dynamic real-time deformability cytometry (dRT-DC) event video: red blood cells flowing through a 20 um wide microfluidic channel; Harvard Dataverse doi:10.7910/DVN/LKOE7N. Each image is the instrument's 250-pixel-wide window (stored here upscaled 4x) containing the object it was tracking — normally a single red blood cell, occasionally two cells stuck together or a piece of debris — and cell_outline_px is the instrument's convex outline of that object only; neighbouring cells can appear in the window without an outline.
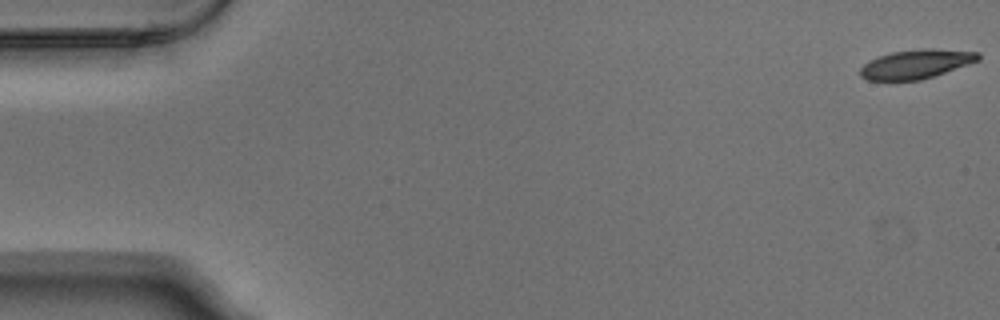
{"species": "Egyptian fruit bat (a non-hibernating species)", "species_latin": "Rousettus aegyptiacus", "temperature_condition": "warm", "stored_images_in_passage": 7, "camera_frame_rate_fps": 3000, "um_per_image_px": 0.085, "animal": {"sex": "male"}, "frame": {"image": 1, "passage_image": 1, "time_ms": 0.0, "image_size_px": [1000, 320], "cell_outline_px": [[980, 60], [920, 80], [868, 80], [860, 76], [860, 68], [868, 60], [892, 52], [924, 48], [936, 48], [980, 52]], "centroid_in_image_um": [77.87, 5.43], "position_along_channel_um": 7.1, "area_um2": 19.88}}